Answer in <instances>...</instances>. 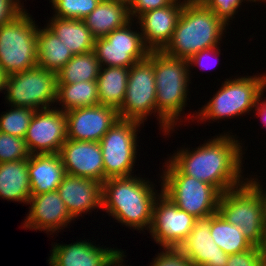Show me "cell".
Here are the masks:
<instances>
[{
	"instance_id": "obj_1",
	"label": "cell",
	"mask_w": 266,
	"mask_h": 266,
	"mask_svg": "<svg viewBox=\"0 0 266 266\" xmlns=\"http://www.w3.org/2000/svg\"><path fill=\"white\" fill-rule=\"evenodd\" d=\"M239 144L231 136L220 135L197 150H180L170 162L182 174L206 182L222 194L245 183L240 181L242 146Z\"/></svg>"
},
{
	"instance_id": "obj_2",
	"label": "cell",
	"mask_w": 266,
	"mask_h": 266,
	"mask_svg": "<svg viewBox=\"0 0 266 266\" xmlns=\"http://www.w3.org/2000/svg\"><path fill=\"white\" fill-rule=\"evenodd\" d=\"M225 26L226 23L201 1L186 0L171 40L162 51L188 60L203 49L216 47Z\"/></svg>"
},
{
	"instance_id": "obj_3",
	"label": "cell",
	"mask_w": 266,
	"mask_h": 266,
	"mask_svg": "<svg viewBox=\"0 0 266 266\" xmlns=\"http://www.w3.org/2000/svg\"><path fill=\"white\" fill-rule=\"evenodd\" d=\"M155 195L148 181L132 176L111 177L103 182L102 208L126 226L150 228Z\"/></svg>"
},
{
	"instance_id": "obj_4",
	"label": "cell",
	"mask_w": 266,
	"mask_h": 266,
	"mask_svg": "<svg viewBox=\"0 0 266 266\" xmlns=\"http://www.w3.org/2000/svg\"><path fill=\"white\" fill-rule=\"evenodd\" d=\"M148 58L154 63L156 110L161 127L169 133L185 107L189 81L188 61L167 55L162 50L150 51Z\"/></svg>"
},
{
	"instance_id": "obj_5",
	"label": "cell",
	"mask_w": 266,
	"mask_h": 266,
	"mask_svg": "<svg viewBox=\"0 0 266 266\" xmlns=\"http://www.w3.org/2000/svg\"><path fill=\"white\" fill-rule=\"evenodd\" d=\"M257 181L249 180L239 188L220 195L218 213L240 228L244 236L259 246L266 233V193Z\"/></svg>"
},
{
	"instance_id": "obj_6",
	"label": "cell",
	"mask_w": 266,
	"mask_h": 266,
	"mask_svg": "<svg viewBox=\"0 0 266 266\" xmlns=\"http://www.w3.org/2000/svg\"><path fill=\"white\" fill-rule=\"evenodd\" d=\"M37 31L25 9L0 25V65L9 75L37 66Z\"/></svg>"
},
{
	"instance_id": "obj_7",
	"label": "cell",
	"mask_w": 266,
	"mask_h": 266,
	"mask_svg": "<svg viewBox=\"0 0 266 266\" xmlns=\"http://www.w3.org/2000/svg\"><path fill=\"white\" fill-rule=\"evenodd\" d=\"M168 163L163 174L162 192L180 210L195 218L218 213L221 193L206 182L182 174L170 161Z\"/></svg>"
},
{
	"instance_id": "obj_8",
	"label": "cell",
	"mask_w": 266,
	"mask_h": 266,
	"mask_svg": "<svg viewBox=\"0 0 266 266\" xmlns=\"http://www.w3.org/2000/svg\"><path fill=\"white\" fill-rule=\"evenodd\" d=\"M225 81L220 91L198 114L203 119H223L242 115L257 105L264 89L266 76L242 77Z\"/></svg>"
},
{
	"instance_id": "obj_9",
	"label": "cell",
	"mask_w": 266,
	"mask_h": 266,
	"mask_svg": "<svg viewBox=\"0 0 266 266\" xmlns=\"http://www.w3.org/2000/svg\"><path fill=\"white\" fill-rule=\"evenodd\" d=\"M57 89V73L39 66L10 74L5 86L6 97L11 107H27L34 110L50 108L49 104L57 99Z\"/></svg>"
},
{
	"instance_id": "obj_10",
	"label": "cell",
	"mask_w": 266,
	"mask_h": 266,
	"mask_svg": "<svg viewBox=\"0 0 266 266\" xmlns=\"http://www.w3.org/2000/svg\"><path fill=\"white\" fill-rule=\"evenodd\" d=\"M140 124L134 120L119 119L99 141L106 180L131 176L136 157V132Z\"/></svg>"
},
{
	"instance_id": "obj_11",
	"label": "cell",
	"mask_w": 266,
	"mask_h": 266,
	"mask_svg": "<svg viewBox=\"0 0 266 266\" xmlns=\"http://www.w3.org/2000/svg\"><path fill=\"white\" fill-rule=\"evenodd\" d=\"M155 109L154 63L147 57L129 68L126 94L118 113L120 119L142 123L150 115L148 113L157 112Z\"/></svg>"
},
{
	"instance_id": "obj_12",
	"label": "cell",
	"mask_w": 266,
	"mask_h": 266,
	"mask_svg": "<svg viewBox=\"0 0 266 266\" xmlns=\"http://www.w3.org/2000/svg\"><path fill=\"white\" fill-rule=\"evenodd\" d=\"M129 25L127 23L105 37L95 39L93 52L101 67L130 68L148 57L151 50L145 45L143 36L140 32L132 31Z\"/></svg>"
},
{
	"instance_id": "obj_13",
	"label": "cell",
	"mask_w": 266,
	"mask_h": 266,
	"mask_svg": "<svg viewBox=\"0 0 266 266\" xmlns=\"http://www.w3.org/2000/svg\"><path fill=\"white\" fill-rule=\"evenodd\" d=\"M24 140L30 155L58 154L67 140V116L63 108L36 110Z\"/></svg>"
},
{
	"instance_id": "obj_14",
	"label": "cell",
	"mask_w": 266,
	"mask_h": 266,
	"mask_svg": "<svg viewBox=\"0 0 266 266\" xmlns=\"http://www.w3.org/2000/svg\"><path fill=\"white\" fill-rule=\"evenodd\" d=\"M160 198V199H159ZM153 206L150 233L162 247H179L193 229L196 218L180 210L162 191Z\"/></svg>"
},
{
	"instance_id": "obj_15",
	"label": "cell",
	"mask_w": 266,
	"mask_h": 266,
	"mask_svg": "<svg viewBox=\"0 0 266 266\" xmlns=\"http://www.w3.org/2000/svg\"><path fill=\"white\" fill-rule=\"evenodd\" d=\"M67 116V139L99 142L120 119L116 108L96 105L69 110Z\"/></svg>"
},
{
	"instance_id": "obj_16",
	"label": "cell",
	"mask_w": 266,
	"mask_h": 266,
	"mask_svg": "<svg viewBox=\"0 0 266 266\" xmlns=\"http://www.w3.org/2000/svg\"><path fill=\"white\" fill-rule=\"evenodd\" d=\"M65 173L103 183L104 164L99 142L67 139L58 153Z\"/></svg>"
},
{
	"instance_id": "obj_17",
	"label": "cell",
	"mask_w": 266,
	"mask_h": 266,
	"mask_svg": "<svg viewBox=\"0 0 266 266\" xmlns=\"http://www.w3.org/2000/svg\"><path fill=\"white\" fill-rule=\"evenodd\" d=\"M211 215L196 218L195 225L179 246L194 266H226L229 255L214 242Z\"/></svg>"
},
{
	"instance_id": "obj_18",
	"label": "cell",
	"mask_w": 266,
	"mask_h": 266,
	"mask_svg": "<svg viewBox=\"0 0 266 266\" xmlns=\"http://www.w3.org/2000/svg\"><path fill=\"white\" fill-rule=\"evenodd\" d=\"M177 2L147 11L138 17L143 41L151 51L162 50L171 40L186 1Z\"/></svg>"
},
{
	"instance_id": "obj_19",
	"label": "cell",
	"mask_w": 266,
	"mask_h": 266,
	"mask_svg": "<svg viewBox=\"0 0 266 266\" xmlns=\"http://www.w3.org/2000/svg\"><path fill=\"white\" fill-rule=\"evenodd\" d=\"M31 209L27 216L25 228L40 229L55 232L65 227L74 218L70 215L58 191L31 195L29 202Z\"/></svg>"
},
{
	"instance_id": "obj_20",
	"label": "cell",
	"mask_w": 266,
	"mask_h": 266,
	"mask_svg": "<svg viewBox=\"0 0 266 266\" xmlns=\"http://www.w3.org/2000/svg\"><path fill=\"white\" fill-rule=\"evenodd\" d=\"M57 191L73 218L102 207L103 183L97 180L65 174Z\"/></svg>"
},
{
	"instance_id": "obj_21",
	"label": "cell",
	"mask_w": 266,
	"mask_h": 266,
	"mask_svg": "<svg viewBox=\"0 0 266 266\" xmlns=\"http://www.w3.org/2000/svg\"><path fill=\"white\" fill-rule=\"evenodd\" d=\"M103 249L90 242H76L69 245H55L49 258L50 266H107L120 250Z\"/></svg>"
},
{
	"instance_id": "obj_22",
	"label": "cell",
	"mask_w": 266,
	"mask_h": 266,
	"mask_svg": "<svg viewBox=\"0 0 266 266\" xmlns=\"http://www.w3.org/2000/svg\"><path fill=\"white\" fill-rule=\"evenodd\" d=\"M28 173L31 195L57 191L66 174L59 154L30 155Z\"/></svg>"
},
{
	"instance_id": "obj_23",
	"label": "cell",
	"mask_w": 266,
	"mask_h": 266,
	"mask_svg": "<svg viewBox=\"0 0 266 266\" xmlns=\"http://www.w3.org/2000/svg\"><path fill=\"white\" fill-rule=\"evenodd\" d=\"M129 8L109 0H101L98 6L83 21L95 39L103 38L113 30L130 22Z\"/></svg>"
},
{
	"instance_id": "obj_24",
	"label": "cell",
	"mask_w": 266,
	"mask_h": 266,
	"mask_svg": "<svg viewBox=\"0 0 266 266\" xmlns=\"http://www.w3.org/2000/svg\"><path fill=\"white\" fill-rule=\"evenodd\" d=\"M29 158L0 163V197L28 204L31 196Z\"/></svg>"
},
{
	"instance_id": "obj_25",
	"label": "cell",
	"mask_w": 266,
	"mask_h": 266,
	"mask_svg": "<svg viewBox=\"0 0 266 266\" xmlns=\"http://www.w3.org/2000/svg\"><path fill=\"white\" fill-rule=\"evenodd\" d=\"M51 21L47 27L63 41L73 55L93 50L95 38L83 20L54 16Z\"/></svg>"
},
{
	"instance_id": "obj_26",
	"label": "cell",
	"mask_w": 266,
	"mask_h": 266,
	"mask_svg": "<svg viewBox=\"0 0 266 266\" xmlns=\"http://www.w3.org/2000/svg\"><path fill=\"white\" fill-rule=\"evenodd\" d=\"M102 69L100 67L97 78L99 104L118 110L125 98L129 68L109 66Z\"/></svg>"
},
{
	"instance_id": "obj_27",
	"label": "cell",
	"mask_w": 266,
	"mask_h": 266,
	"mask_svg": "<svg viewBox=\"0 0 266 266\" xmlns=\"http://www.w3.org/2000/svg\"><path fill=\"white\" fill-rule=\"evenodd\" d=\"M37 55V66L55 73L74 56L48 27L37 31Z\"/></svg>"
},
{
	"instance_id": "obj_28",
	"label": "cell",
	"mask_w": 266,
	"mask_h": 266,
	"mask_svg": "<svg viewBox=\"0 0 266 266\" xmlns=\"http://www.w3.org/2000/svg\"><path fill=\"white\" fill-rule=\"evenodd\" d=\"M210 233L214 242L228 255L247 251L254 246L239 227L228 223L219 213L211 215Z\"/></svg>"
},
{
	"instance_id": "obj_29",
	"label": "cell",
	"mask_w": 266,
	"mask_h": 266,
	"mask_svg": "<svg viewBox=\"0 0 266 266\" xmlns=\"http://www.w3.org/2000/svg\"><path fill=\"white\" fill-rule=\"evenodd\" d=\"M56 101L63 104L64 112L99 105L97 81L58 84Z\"/></svg>"
},
{
	"instance_id": "obj_30",
	"label": "cell",
	"mask_w": 266,
	"mask_h": 266,
	"mask_svg": "<svg viewBox=\"0 0 266 266\" xmlns=\"http://www.w3.org/2000/svg\"><path fill=\"white\" fill-rule=\"evenodd\" d=\"M100 63L92 51L74 55L57 72L58 84H72L82 81H97Z\"/></svg>"
},
{
	"instance_id": "obj_31",
	"label": "cell",
	"mask_w": 266,
	"mask_h": 266,
	"mask_svg": "<svg viewBox=\"0 0 266 266\" xmlns=\"http://www.w3.org/2000/svg\"><path fill=\"white\" fill-rule=\"evenodd\" d=\"M35 111L27 107H14L11 111L1 115L0 131L12 136L24 138Z\"/></svg>"
},
{
	"instance_id": "obj_32",
	"label": "cell",
	"mask_w": 266,
	"mask_h": 266,
	"mask_svg": "<svg viewBox=\"0 0 266 266\" xmlns=\"http://www.w3.org/2000/svg\"><path fill=\"white\" fill-rule=\"evenodd\" d=\"M101 0H51L55 16L60 18L83 20Z\"/></svg>"
},
{
	"instance_id": "obj_33",
	"label": "cell",
	"mask_w": 266,
	"mask_h": 266,
	"mask_svg": "<svg viewBox=\"0 0 266 266\" xmlns=\"http://www.w3.org/2000/svg\"><path fill=\"white\" fill-rule=\"evenodd\" d=\"M29 156L24 138L0 131V163L24 160Z\"/></svg>"
},
{
	"instance_id": "obj_34",
	"label": "cell",
	"mask_w": 266,
	"mask_h": 266,
	"mask_svg": "<svg viewBox=\"0 0 266 266\" xmlns=\"http://www.w3.org/2000/svg\"><path fill=\"white\" fill-rule=\"evenodd\" d=\"M164 250L165 252L154 259L151 266H194L179 247H164Z\"/></svg>"
},
{
	"instance_id": "obj_35",
	"label": "cell",
	"mask_w": 266,
	"mask_h": 266,
	"mask_svg": "<svg viewBox=\"0 0 266 266\" xmlns=\"http://www.w3.org/2000/svg\"><path fill=\"white\" fill-rule=\"evenodd\" d=\"M201 1L209 10L213 11L217 17L221 18L226 24L234 16L243 0H198Z\"/></svg>"
},
{
	"instance_id": "obj_36",
	"label": "cell",
	"mask_w": 266,
	"mask_h": 266,
	"mask_svg": "<svg viewBox=\"0 0 266 266\" xmlns=\"http://www.w3.org/2000/svg\"><path fill=\"white\" fill-rule=\"evenodd\" d=\"M226 266H263L259 247L253 246L247 251L230 254Z\"/></svg>"
},
{
	"instance_id": "obj_37",
	"label": "cell",
	"mask_w": 266,
	"mask_h": 266,
	"mask_svg": "<svg viewBox=\"0 0 266 266\" xmlns=\"http://www.w3.org/2000/svg\"><path fill=\"white\" fill-rule=\"evenodd\" d=\"M175 1L176 0H133L129 7V14L131 18L134 15L135 17H139L147 11L166 7Z\"/></svg>"
},
{
	"instance_id": "obj_38",
	"label": "cell",
	"mask_w": 266,
	"mask_h": 266,
	"mask_svg": "<svg viewBox=\"0 0 266 266\" xmlns=\"http://www.w3.org/2000/svg\"><path fill=\"white\" fill-rule=\"evenodd\" d=\"M22 10L19 0H0V25L13 19Z\"/></svg>"
},
{
	"instance_id": "obj_39",
	"label": "cell",
	"mask_w": 266,
	"mask_h": 266,
	"mask_svg": "<svg viewBox=\"0 0 266 266\" xmlns=\"http://www.w3.org/2000/svg\"><path fill=\"white\" fill-rule=\"evenodd\" d=\"M217 49V50H216ZM219 48L216 47H211V48H207V49H203L199 52H197L196 54H194L192 57H190L187 61H188V65L190 67V65L192 66L193 64L195 65H199L201 66L200 68L202 69H208L207 67L204 66L203 61L205 60V56L207 55H211V54H215V55H219L218 53ZM211 53V54H210ZM209 57V56H207ZM204 59V60H203ZM217 64V63H216Z\"/></svg>"
},
{
	"instance_id": "obj_40",
	"label": "cell",
	"mask_w": 266,
	"mask_h": 266,
	"mask_svg": "<svg viewBox=\"0 0 266 266\" xmlns=\"http://www.w3.org/2000/svg\"><path fill=\"white\" fill-rule=\"evenodd\" d=\"M260 98L257 102V105L255 106V109H257L258 115L261 116V119L263 118V123L266 125V101L259 103ZM263 116V117H262Z\"/></svg>"
},
{
	"instance_id": "obj_41",
	"label": "cell",
	"mask_w": 266,
	"mask_h": 266,
	"mask_svg": "<svg viewBox=\"0 0 266 266\" xmlns=\"http://www.w3.org/2000/svg\"><path fill=\"white\" fill-rule=\"evenodd\" d=\"M9 74L5 71V69L0 65V91L5 90V86L8 80Z\"/></svg>"
},
{
	"instance_id": "obj_42",
	"label": "cell",
	"mask_w": 266,
	"mask_h": 266,
	"mask_svg": "<svg viewBox=\"0 0 266 266\" xmlns=\"http://www.w3.org/2000/svg\"><path fill=\"white\" fill-rule=\"evenodd\" d=\"M261 252L263 266H266V233L261 241L260 245L258 246Z\"/></svg>"
},
{
	"instance_id": "obj_43",
	"label": "cell",
	"mask_w": 266,
	"mask_h": 266,
	"mask_svg": "<svg viewBox=\"0 0 266 266\" xmlns=\"http://www.w3.org/2000/svg\"><path fill=\"white\" fill-rule=\"evenodd\" d=\"M124 255H123V252H121L120 254H118V256H116L115 257V259L114 260H112V262L110 263V264H108L107 266H117V264H118V266H121L122 264H119V263H121V262H123L124 260H123V257ZM115 264V265H114Z\"/></svg>"
},
{
	"instance_id": "obj_44",
	"label": "cell",
	"mask_w": 266,
	"mask_h": 266,
	"mask_svg": "<svg viewBox=\"0 0 266 266\" xmlns=\"http://www.w3.org/2000/svg\"><path fill=\"white\" fill-rule=\"evenodd\" d=\"M109 1H114L116 3L123 4V5L127 6L128 8L130 7L131 3L133 2V0H109Z\"/></svg>"
}]
</instances>
